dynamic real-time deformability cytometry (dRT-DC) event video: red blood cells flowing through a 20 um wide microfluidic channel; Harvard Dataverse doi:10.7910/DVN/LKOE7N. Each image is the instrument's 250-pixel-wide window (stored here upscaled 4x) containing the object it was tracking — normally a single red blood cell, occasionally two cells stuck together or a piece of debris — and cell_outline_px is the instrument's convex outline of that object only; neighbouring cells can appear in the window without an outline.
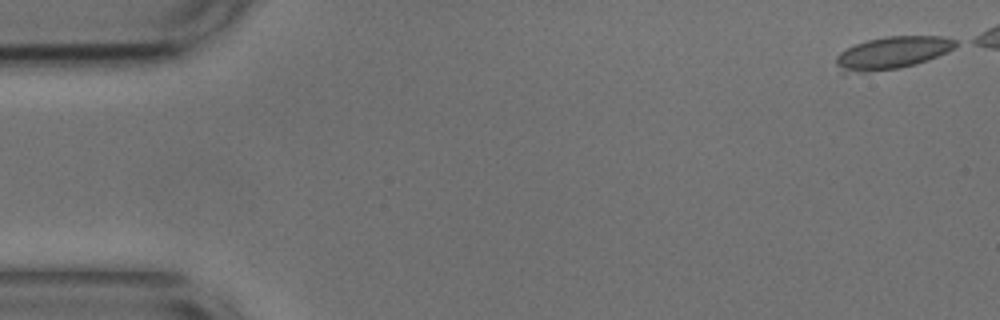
{"species": "common noctule bat (a hibernating species)", "species_latin": "Nyctalus noctula", "temperature_condition": "cold", "stored_images_in_passage": 15, "camera_frame_rate_fps": 3000, "um_per_image_px": 0.085, "animal": {"sex": "male", "body_mass_g": 17.9, "forearm_length_mm": 54.2}, "frame": {"image": 1, "passage_image": 1, "time_ms": 0.0, "image_size_px": [1000, 320], "cell_outline_px": [[960, 44], [948, 52], [928, 60], [916, 64], [900, 68], [868, 72], [860, 72], [844, 68], [836, 64], [836, 56], [840, 52], [856, 44], [868, 40], [884, 36], [944, 36], [956, 40]], "centroid_in_image_um": [75.96, 4.46], "position_along_channel_um": 9.0, "area_um2": 22.25}}